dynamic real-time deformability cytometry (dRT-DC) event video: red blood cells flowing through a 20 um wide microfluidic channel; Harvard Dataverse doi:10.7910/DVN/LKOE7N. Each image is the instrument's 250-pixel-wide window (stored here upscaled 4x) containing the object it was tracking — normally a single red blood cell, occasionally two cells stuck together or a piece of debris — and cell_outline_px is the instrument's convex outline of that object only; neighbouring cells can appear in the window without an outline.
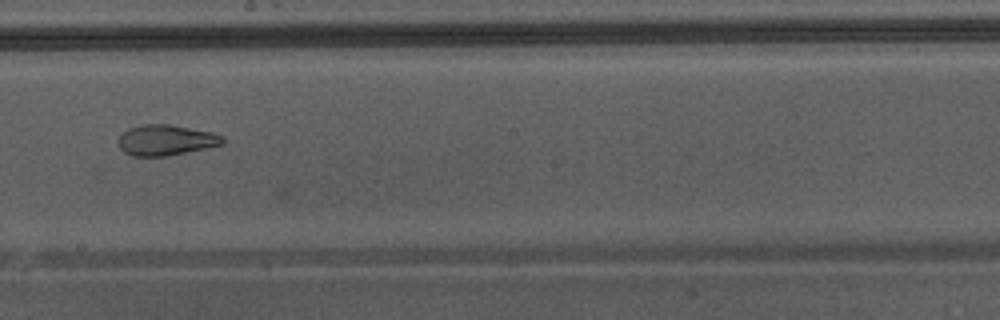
{"species": "Egyptian fruit bat (a non-hibernating species)", "species_latin": "Rousettus aegyptiacus", "temperature_condition": "warm", "stored_images_in_passage": 9, "camera_frame_rate_fps": 3000, "um_per_image_px": 0.085, "animal": {"sex": "male"}, "frame": {"image": 1, "passage_image": 9, "time_ms": 2.667, "image_size_px": [1000, 320], "cell_outline_px": [[224, 144], [164, 156], [132, 156], [124, 152], [120, 148], [116, 140], [128, 128], [140, 124], [168, 124], [212, 132], [220, 136], [224, 140]], "centroid_in_image_um": [14.03, 11.9], "position_along_channel_um": 234.2, "area_um2": 18.44}}